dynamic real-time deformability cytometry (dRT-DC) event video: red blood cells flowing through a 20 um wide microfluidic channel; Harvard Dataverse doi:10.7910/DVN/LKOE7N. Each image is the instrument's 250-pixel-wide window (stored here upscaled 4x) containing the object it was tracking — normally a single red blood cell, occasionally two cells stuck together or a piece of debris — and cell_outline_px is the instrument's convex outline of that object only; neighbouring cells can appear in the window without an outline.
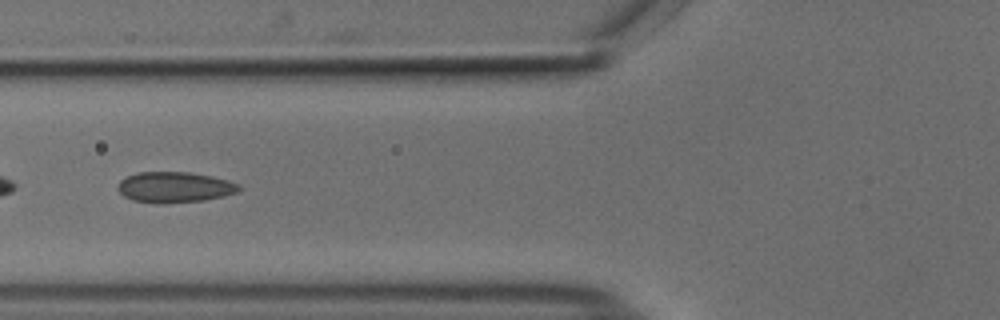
{"species": "common noctule bat (a hibernating species)", "species_latin": "Nyctalus noctula", "temperature_condition": "cold", "stored_images_in_passage": 54, "camera_frame_rate_fps": 3000, "um_per_image_px": 0.085, "animal": {"sex": "male", "body_mass_g": 18.8}, "frame": {"image": 1, "passage_image": 21, "time_ms": 6.667, "image_size_px": [1000, 320], "cell_outline_px": [[240, 188], [236, 192], [224, 196], [204, 200], [164, 204], [156, 204], [132, 200], [124, 196], [120, 192], [120, 180], [136, 172], [188, 172], [212, 176], [228, 180], [240, 184]], "centroid_in_image_um": [14.85, 15.92], "position_along_channel_um": 110.9, "area_um2": 21.68}}
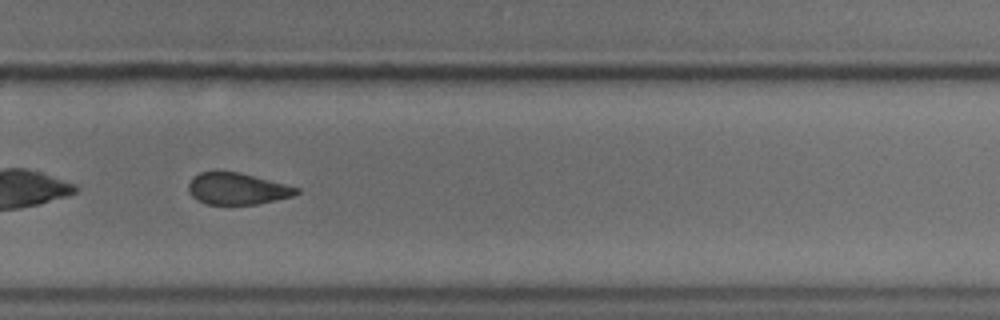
{"frame": {"image": 2, "passage_image": 37, "time_ms": 12.0, "image_size_px": [1000, 320], "cell_outline_px": [[300, 192], [292, 196], [256, 204], [204, 204], [196, 200], [188, 192], [188, 184], [192, 176], [200, 172], [216, 168], [240, 172], [300, 188]], "centroid_in_image_um": [20.08, 16.0], "position_along_channel_um": 309.7, "area_um2": 20.46}}
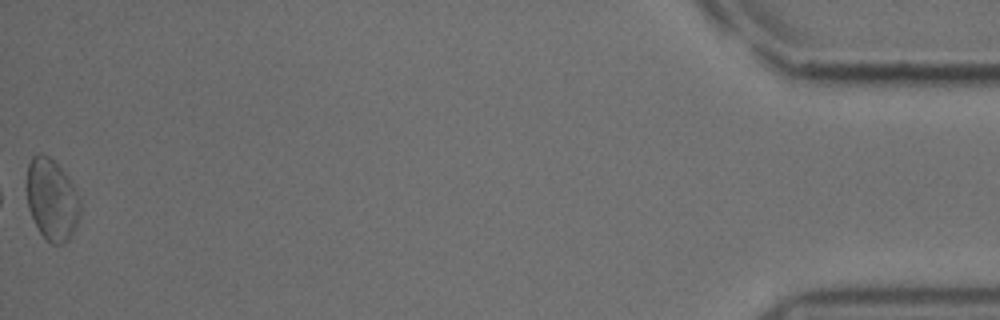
{"frame": {"image": 3, "passage_image": 54, "time_ms": 17.667, "image_size_px": [1000, 320], "cell_outline_px": [[80, 216], [68, 240], [60, 244], [52, 244], [40, 232], [28, 208], [24, 188], [28, 164], [32, 156], [40, 152], [48, 156], [68, 176], [80, 200]], "centroid_in_image_um": [4.36, 16.92], "position_along_channel_um": 430.8, "area_um2": 25.49}, "authors_computed_cell_mechanics": {"area_um2": 22.1952, "velocity_mm_per_s": 3.7276, "shape_relaxation_time_tau1_ms": 5.3683, "shape_relaxation_time_tau2_ms": 2.1866, "deformation_change_tau1": 0.0925, "deformation_change_tau2": 0.069}}